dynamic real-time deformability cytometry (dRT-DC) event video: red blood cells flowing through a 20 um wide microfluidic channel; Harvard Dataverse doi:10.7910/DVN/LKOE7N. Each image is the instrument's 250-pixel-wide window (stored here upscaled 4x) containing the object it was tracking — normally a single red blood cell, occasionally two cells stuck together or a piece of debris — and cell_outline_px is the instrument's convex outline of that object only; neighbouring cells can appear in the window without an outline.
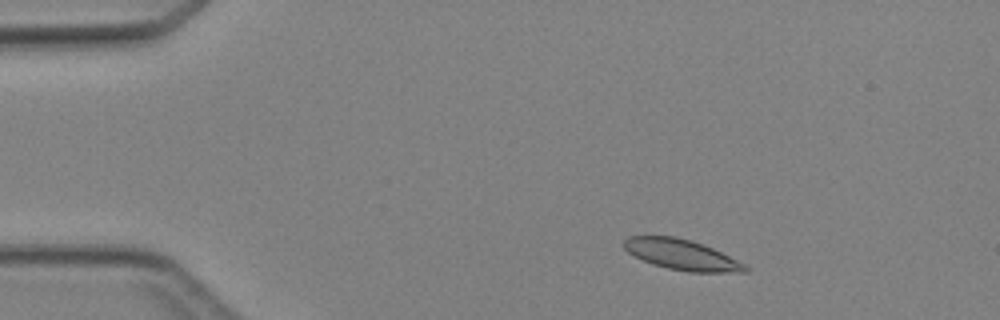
{"species": "Egyptian fruit bat (a non-hibernating species)", "species_latin": "Rousettus aegyptiacus", "temperature_condition": "cold", "stored_images_in_passage": 5, "camera_frame_rate_fps": 3000, "um_per_image_px": 0.085, "animal": {"sex": "female"}, "frame": {"image": 1, "passage_image": 1, "time_ms": 0.0, "image_size_px": [1000, 320], "cell_outline_px": [[748, 272], [688, 272], [668, 268], [652, 264], [628, 252], [620, 244], [628, 236], [676, 236], [692, 240], [704, 244], [744, 264], [748, 268]], "centroid_in_image_um": [57.9, 21.63], "position_along_channel_um": 27.1, "area_um2": 21.44}}
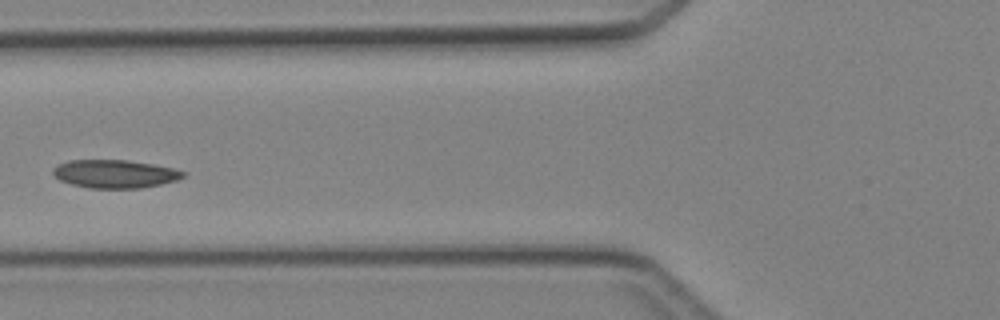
{"frame": {"image": 2, "passage_image": 4, "time_ms": 3.667, "image_size_px": [1000, 320], "cell_outline_px": [[188, 172], [184, 176], [176, 180], [160, 184], [140, 188], [88, 188], [72, 184], [60, 180], [52, 172], [52, 168], [68, 160], [124, 160], [152, 164], [172, 168]], "centroid_in_image_um": [9.76, 14.78], "position_along_channel_um": 116.0, "area_um2": 21.21}}
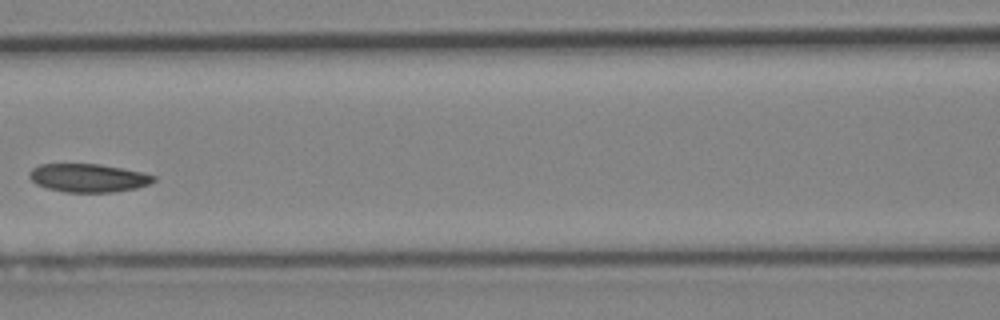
{"frame": {"image": 3, "passage_image": 5, "time_ms": 4.667, "image_size_px": [1000, 320], "cell_outline_px": [[156, 180], [148, 184], [136, 188], [112, 192], [64, 192], [48, 188], [36, 184], [28, 176], [28, 172], [32, 168], [40, 164], [100, 164], [144, 172], [156, 176]], "centroid_in_image_um": [7.5, 15.11], "position_along_channel_um": 159.1, "area_um2": 20.58}}